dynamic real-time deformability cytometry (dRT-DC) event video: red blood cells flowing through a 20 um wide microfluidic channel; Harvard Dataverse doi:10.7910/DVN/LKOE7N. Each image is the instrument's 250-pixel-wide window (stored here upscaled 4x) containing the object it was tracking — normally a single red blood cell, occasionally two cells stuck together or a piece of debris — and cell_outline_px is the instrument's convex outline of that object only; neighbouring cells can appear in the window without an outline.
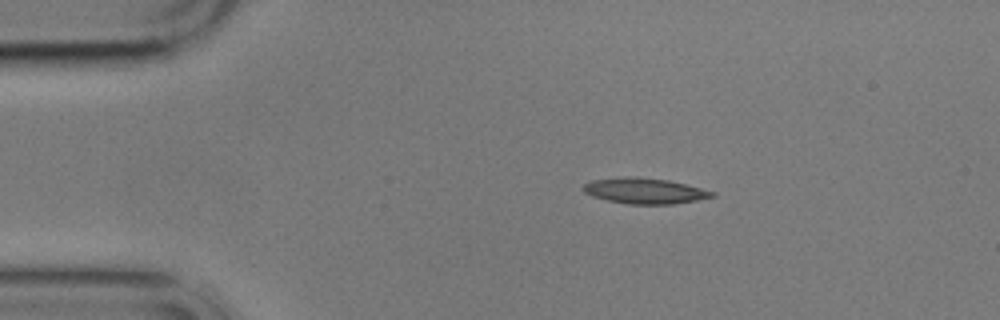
{"species": "common noctule bat (a hibernating species)", "species_latin": "Nyctalus noctula", "temperature_condition": "cold", "stored_images_in_passage": 4, "camera_frame_rate_fps": 3000, "um_per_image_px": 0.085, "animal": {"sex": "male", "body_mass_g": 17.9}, "frame": {"image": 1, "passage_image": 1, "time_ms": 0.0, "image_size_px": [1000, 320], "cell_outline_px": [[716, 196], [696, 200], [672, 204], [628, 204], [608, 200], [592, 196], [584, 192], [580, 188], [584, 184], [592, 180], [624, 176], [636, 176], [668, 180], [716, 192]], "centroid_in_image_um": [54.76, 16.21], "position_along_channel_um": 30.2, "area_um2": 19.31}}
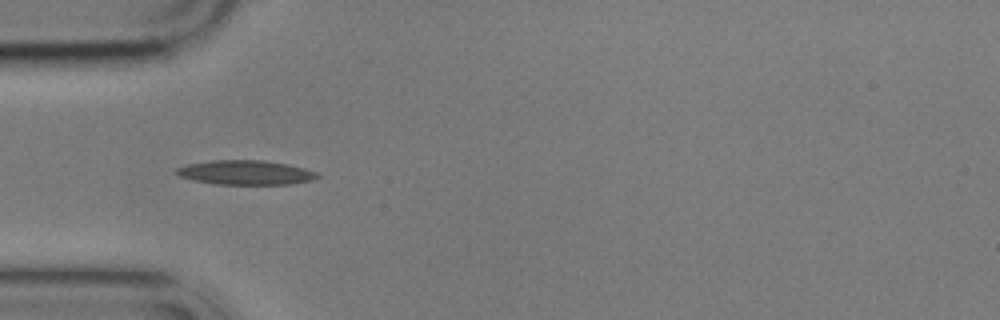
{"frame": {"image": 2, "passage_image": 3, "time_ms": 2.333, "image_size_px": [1000, 320], "cell_outline_px": [[320, 176], [312, 180], [292, 184], [216, 184], [196, 180], [180, 176], [176, 172], [176, 168], [188, 164], [212, 160], [264, 160], [304, 168], [316, 172]], "centroid_in_image_um": [20.89, 14.66], "position_along_channel_um": 64.1, "area_um2": 19.77}}
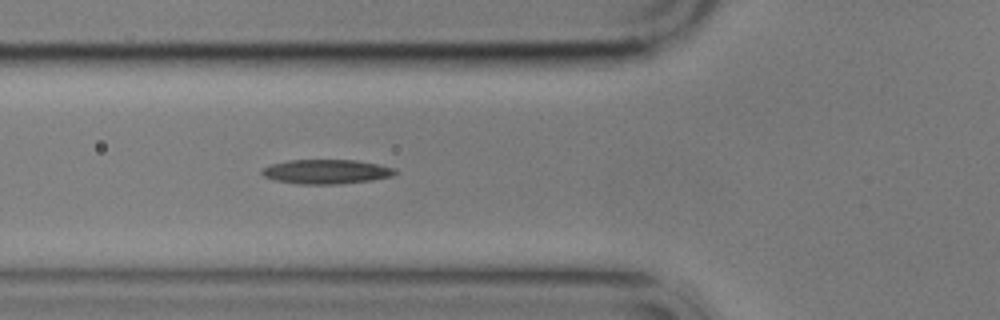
{"frame": {"image": 3, "passage_image": 4, "time_ms": 3.333, "image_size_px": [1000, 320], "cell_outline_px": [[400, 172], [392, 176], [372, 180], [340, 184], [300, 184], [276, 180], [264, 176], [260, 172], [260, 168], [272, 164], [288, 160], [356, 160], [396, 168]], "centroid_in_image_um": [27.75, 14.59], "position_along_channel_um": 98.0, "area_um2": 19.02}}